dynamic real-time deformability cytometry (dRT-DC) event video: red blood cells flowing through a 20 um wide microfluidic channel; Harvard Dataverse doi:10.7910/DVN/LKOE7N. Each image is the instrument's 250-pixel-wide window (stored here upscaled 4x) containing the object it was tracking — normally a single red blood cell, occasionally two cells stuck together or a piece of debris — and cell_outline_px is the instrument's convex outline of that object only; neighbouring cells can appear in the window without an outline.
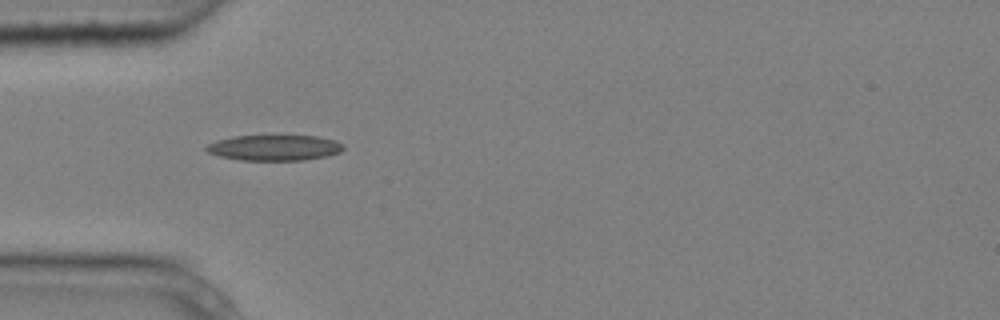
{"species": "common noctule bat (a hibernating species)", "species_latin": "Nyctalus noctula", "temperature_condition": "cold", "stored_images_in_passage": 11, "camera_frame_rate_fps": 3000, "um_per_image_px": 0.085, "animal": {"sex": "male", "body_mass_g": 20.4}, "frame": {"image": 1, "passage_image": 5, "time_ms": 1.333, "image_size_px": [1000, 320], "cell_outline_px": [[344, 148], [340, 152], [328, 156], [304, 160], [240, 160], [220, 156], [208, 152], [204, 148], [208, 144], [216, 140], [232, 136], [316, 136], [336, 140], [344, 144]], "centroid_in_image_um": [23.34, 12.55], "position_along_channel_um": 61.7, "area_um2": 20.52}}
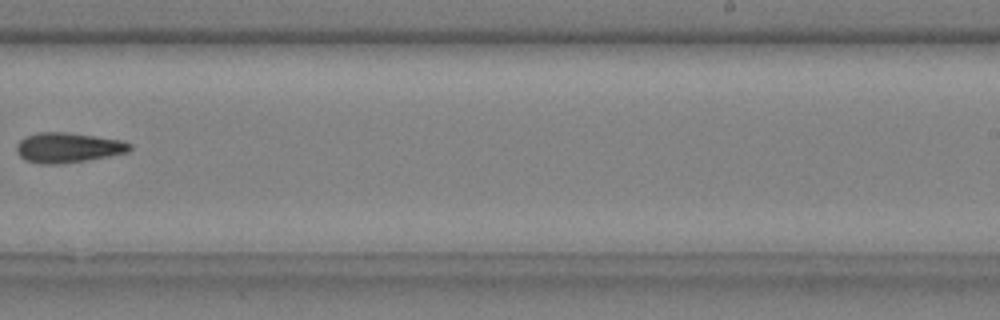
{"frame": {"image": 2, "passage_image": 10, "time_ms": 3.0, "image_size_px": [1000, 320], "cell_outline_px": [[132, 148], [128, 152], [88, 160], [60, 164], [40, 164], [24, 160], [16, 152], [16, 144], [24, 136], [36, 132], [64, 132], [124, 140], [132, 144]], "centroid_in_image_um": [5.76, 12.55], "position_along_channel_um": 283.2, "area_um2": 20.06}}